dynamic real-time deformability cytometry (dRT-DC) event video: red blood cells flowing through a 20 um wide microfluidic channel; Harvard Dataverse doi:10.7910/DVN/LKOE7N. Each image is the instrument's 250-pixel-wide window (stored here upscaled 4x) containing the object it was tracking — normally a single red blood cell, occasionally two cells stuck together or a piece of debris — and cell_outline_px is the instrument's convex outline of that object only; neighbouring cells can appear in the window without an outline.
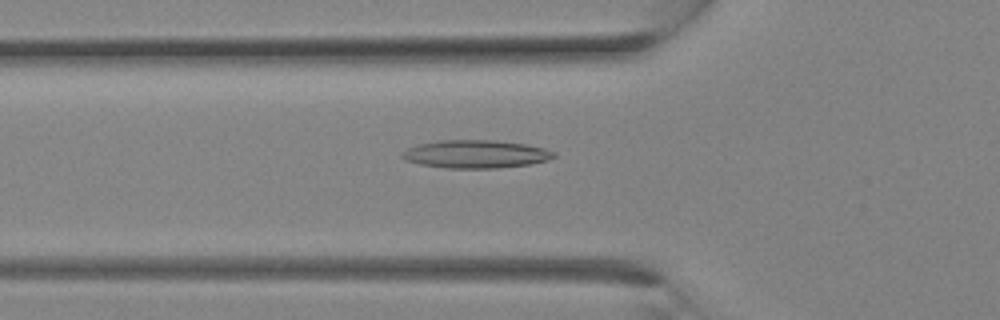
{"species": "Egyptian fruit bat (a non-hibernating species)", "species_latin": "Rousettus aegyptiacus", "temperature_condition": "room temperature", "stored_images_in_passage": 14, "camera_frame_rate_fps": 3000, "um_per_image_px": 0.085, "animal": {"sex": "female"}, "frame": {"image": 1, "passage_image": 10, "time_ms": 3.0, "image_size_px": [1000, 320], "cell_outline_px": [[556, 156], [548, 160], [528, 164], [496, 168], [444, 168], [420, 164], [404, 160], [400, 156], [400, 152], [408, 148], [420, 144], [440, 140], [492, 140], [524, 144], [544, 148], [556, 152]], "centroid_in_image_um": [40.4, 13.1], "position_along_channel_um": 85.4, "area_um2": 24.74}}
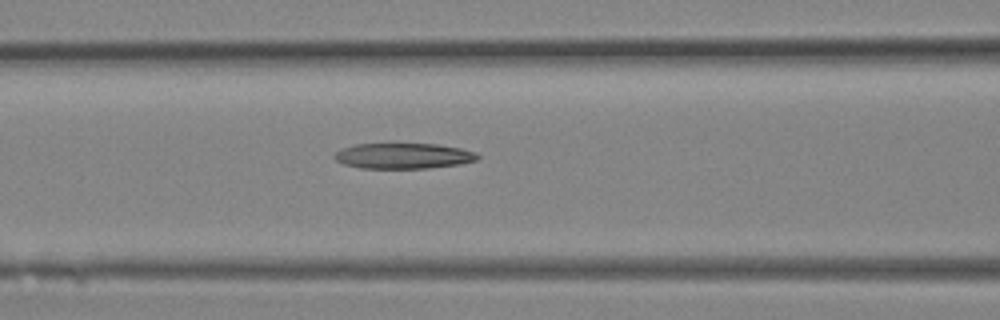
{"frame": {"image": 2, "passage_image": 12, "time_ms": 3.667, "image_size_px": [1000, 320], "cell_outline_px": [[480, 156], [476, 160], [460, 164], [428, 168], [360, 168], [344, 164], [336, 160], [332, 156], [340, 148], [356, 144], [436, 144], [460, 148], [476, 152]], "centroid_in_image_um": [34.27, 13.25], "position_along_channel_um": 132.3, "area_um2": 21.33}}
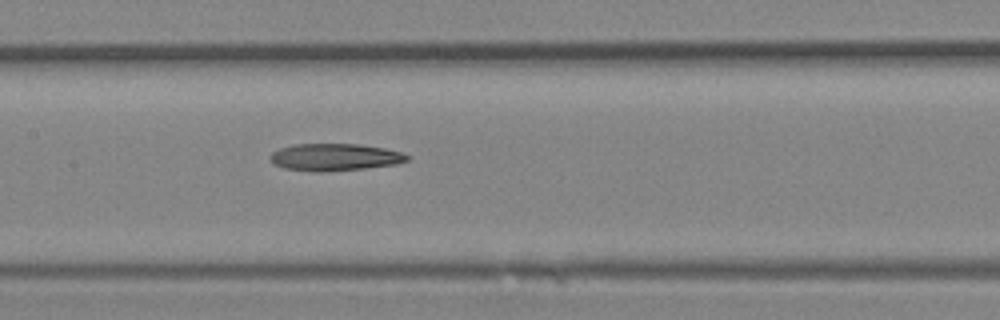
{"frame": {"image": 3, "passage_image": 14, "time_ms": 4.333, "image_size_px": [1000, 320], "cell_outline_px": [[408, 160], [396, 164], [364, 168], [320, 172], [316, 172], [284, 168], [276, 164], [268, 156], [272, 152], [280, 148], [292, 144], [356, 144], [384, 148], [400, 152], [408, 156]], "centroid_in_image_um": [28.42, 13.35], "position_along_channel_um": 179.0, "area_um2": 21.44}}